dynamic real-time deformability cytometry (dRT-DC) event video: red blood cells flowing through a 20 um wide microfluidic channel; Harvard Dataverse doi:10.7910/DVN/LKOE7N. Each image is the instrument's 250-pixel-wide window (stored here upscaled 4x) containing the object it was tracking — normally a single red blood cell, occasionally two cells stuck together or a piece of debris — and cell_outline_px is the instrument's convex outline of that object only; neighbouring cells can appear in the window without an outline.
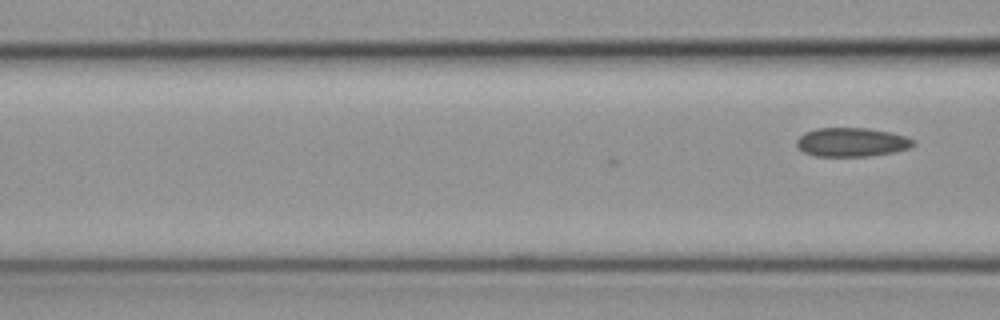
{"species": "common noctule bat (a hibernating species)", "species_latin": "Nyctalus noctula", "temperature_condition": "cold", "stored_images_in_passage": 5, "camera_frame_rate_fps": 3000, "um_per_image_px": 0.085, "animal": {"sex": "female", "body_mass_g": 19.3, "forearm_length_mm": 54.1}, "frame": {"image": 1, "passage_image": 5, "time_ms": 1.333, "image_size_px": [1000, 320], "cell_outline_px": [[916, 144], [912, 148], [892, 152], [868, 156], [816, 156], [804, 152], [796, 144], [796, 140], [804, 132], [816, 128], [868, 128], [888, 132], [904, 136], [916, 140]], "centroid_in_image_um": [72.41, 12.08], "position_along_channel_um": 94.2, "area_um2": 19.65}}